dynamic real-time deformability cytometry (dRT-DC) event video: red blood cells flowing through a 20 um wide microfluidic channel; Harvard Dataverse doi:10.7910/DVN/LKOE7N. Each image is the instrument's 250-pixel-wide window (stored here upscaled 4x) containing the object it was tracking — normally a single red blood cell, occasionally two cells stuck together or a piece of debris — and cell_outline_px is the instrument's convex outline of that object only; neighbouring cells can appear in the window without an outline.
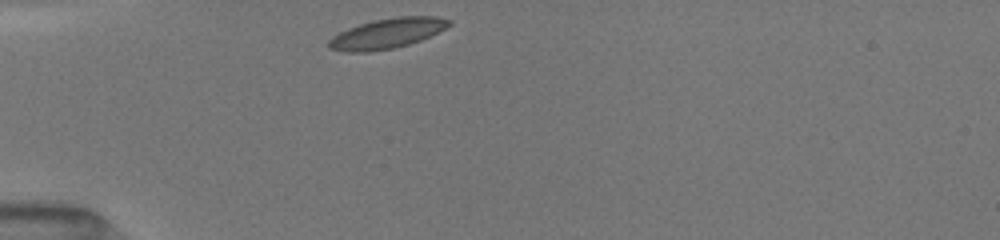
{"species": "common noctule bat (a hibernating species)", "species_latin": "Nyctalus noctula", "temperature_condition": "room temperature", "stored_images_in_passage": 31, "camera_frame_rate_fps": 3000, "um_per_image_px": 0.085, "animal": {"sex": "female", "body_mass_g": 19.5, "forearm_length_mm": 54.1}, "frame": {"image": 1, "passage_image": 1, "time_ms": 0.0, "image_size_px": [1000, 240], "cell_outline_px": [[452, 24], [420, 40], [408, 44], [392, 48], [368, 52], [348, 52], [328, 48], [328, 40], [332, 36], [348, 28], [360, 24], [376, 20], [396, 16], [436, 16], [452, 20]], "centroid_in_image_um": [32.89, 2.83], "position_along_channel_um": 52.1, "area_um2": 20.87}}
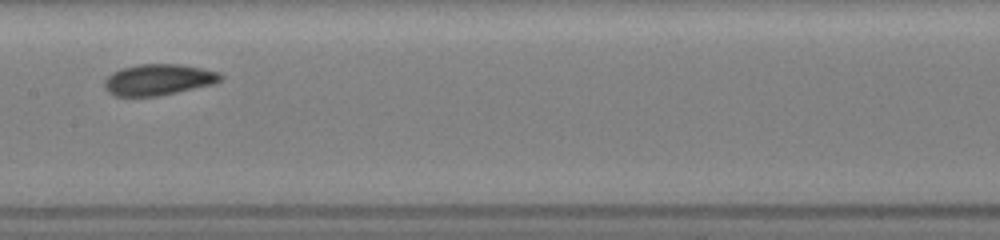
{"frame": {"image": 2, "passage_image": 13, "time_ms": 4.0, "image_size_px": [1000, 240], "cell_outline_px": [[224, 76], [216, 84], [156, 96], [116, 96], [108, 92], [104, 88], [104, 80], [112, 72], [136, 64], [180, 64], [220, 72]], "centroid_in_image_um": [13.47, 6.77], "position_along_channel_um": 193.9, "area_um2": 21.1}}
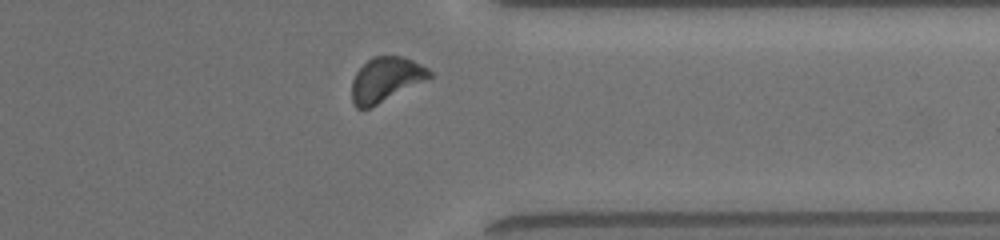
{"frame": {"image": 3, "passage_image": 27, "time_ms": 8.667, "image_size_px": [1000, 240], "cell_outline_px": [[432, 76], [368, 108], [356, 108], [352, 104], [352, 80], [356, 72], [372, 56], [400, 56], [412, 60], [428, 68], [432, 72]], "centroid_in_image_um": [32.75, 6.73], "position_along_channel_um": 378.6, "area_um2": 19.59}, "authors_computed_cell_mechanics": {"area_um2": 20.23, "velocity_mm_per_s": 4.0123, "shape_relaxation_time_tau1_ms": 2.1254, "shape_relaxation_time_tau2_ms": 5.1498, "deformation_change_tau1": 0.0737, "deformation_change_tau2": 0.092}}